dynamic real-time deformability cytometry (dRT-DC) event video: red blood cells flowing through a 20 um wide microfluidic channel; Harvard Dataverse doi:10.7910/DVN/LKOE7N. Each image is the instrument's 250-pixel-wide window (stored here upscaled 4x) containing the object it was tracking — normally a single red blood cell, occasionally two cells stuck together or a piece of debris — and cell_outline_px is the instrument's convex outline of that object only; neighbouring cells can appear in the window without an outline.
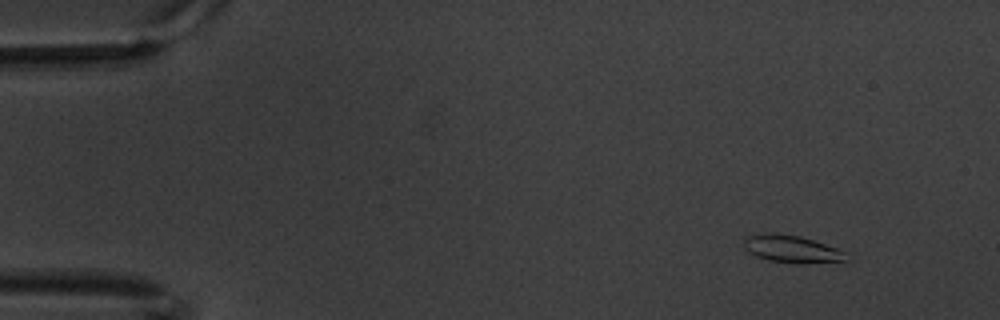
{"species": "common noctule bat (a hibernating species)", "species_latin": "Nyctalus noctula", "temperature_condition": "warm", "stored_images_in_passage": 8, "camera_frame_rate_fps": 3000, "um_per_image_px": 0.085, "animal": {"sex": "male", "body_mass_g": 20.1, "forearm_length_mm": 53.5}, "frame": {"image": 1, "passage_image": 1, "time_ms": 0.0, "image_size_px": [1000, 320], "cell_outline_px": [[848, 260], [804, 264], [796, 264], [768, 260], [756, 256], [744, 248], [744, 236], [764, 232], [800, 236], [836, 248], [844, 252]], "centroid_in_image_um": [67.24, 21.17], "position_along_channel_um": 17.8, "area_um2": 16.3}}
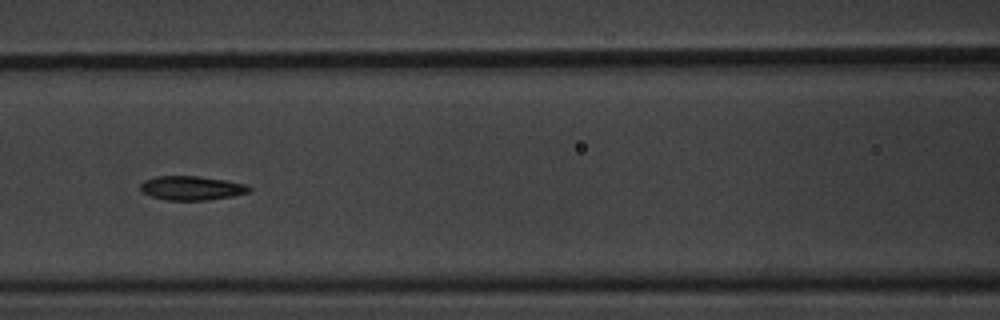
{"frame": {"image": 2, "passage_image": 7, "time_ms": 2.0, "image_size_px": [1000, 320], "cell_outline_px": [[252, 188], [248, 192], [232, 196], [208, 200], [168, 200], [152, 196], [140, 192], [140, 184], [144, 180], [156, 176], [196, 176], [224, 180], [248, 184]], "centroid_in_image_um": [16.27, 15.98], "position_along_channel_um": 150.3, "area_um2": 15.26}}
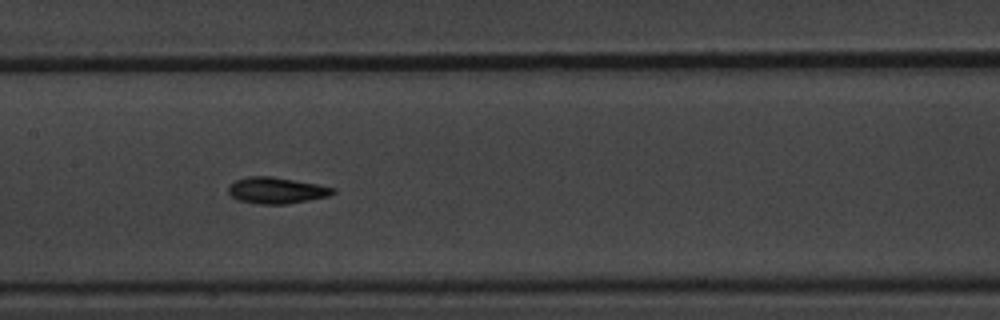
{"frame": {"image": 3, "passage_image": 8, "time_ms": 2.333, "image_size_px": [1000, 320], "cell_outline_px": [[336, 192], [328, 196], [308, 200], [284, 204], [260, 204], [240, 200], [232, 196], [228, 192], [228, 184], [236, 180], [248, 176], [272, 176], [316, 184], [336, 188]], "centroid_in_image_um": [23.49, 16.17], "position_along_channel_um": 183.9, "area_um2": 15.9}}